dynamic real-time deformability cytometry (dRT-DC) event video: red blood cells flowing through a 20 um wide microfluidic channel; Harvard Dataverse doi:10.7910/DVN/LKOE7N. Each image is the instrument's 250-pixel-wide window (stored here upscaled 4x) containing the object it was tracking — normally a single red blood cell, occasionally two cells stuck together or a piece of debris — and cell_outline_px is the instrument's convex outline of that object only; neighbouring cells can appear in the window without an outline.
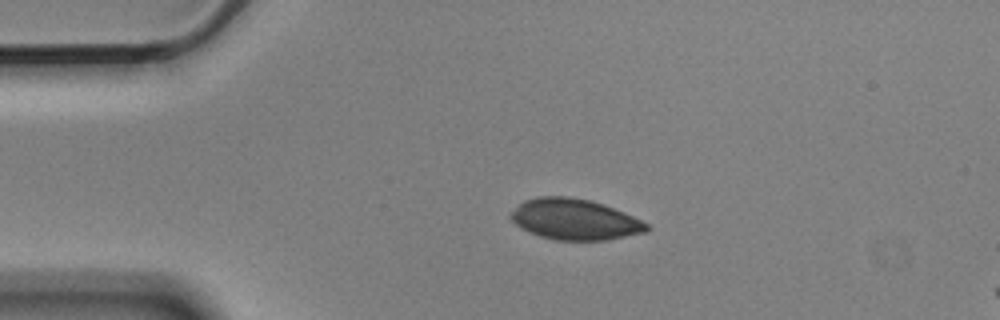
{"species": "Egyptian fruit bat (a non-hibernating species)", "species_latin": "Rousettus aegyptiacus", "temperature_condition": "cold", "stored_images_in_passage": 3, "camera_frame_rate_fps": 3000, "um_per_image_px": 0.085, "animal": {"sex": "male"}, "frame": {"image": 1, "passage_image": 1, "time_ms": 0.0, "image_size_px": [1000, 320], "cell_outline_px": [[652, 228], [648, 232], [608, 240], [552, 240], [528, 232], [520, 228], [508, 216], [524, 200], [540, 196], [568, 196], [592, 200], [604, 204], [624, 212], [648, 224]], "centroid_in_image_um": [48.87, 18.65], "position_along_channel_um": 36.1, "area_um2": 32.6}}